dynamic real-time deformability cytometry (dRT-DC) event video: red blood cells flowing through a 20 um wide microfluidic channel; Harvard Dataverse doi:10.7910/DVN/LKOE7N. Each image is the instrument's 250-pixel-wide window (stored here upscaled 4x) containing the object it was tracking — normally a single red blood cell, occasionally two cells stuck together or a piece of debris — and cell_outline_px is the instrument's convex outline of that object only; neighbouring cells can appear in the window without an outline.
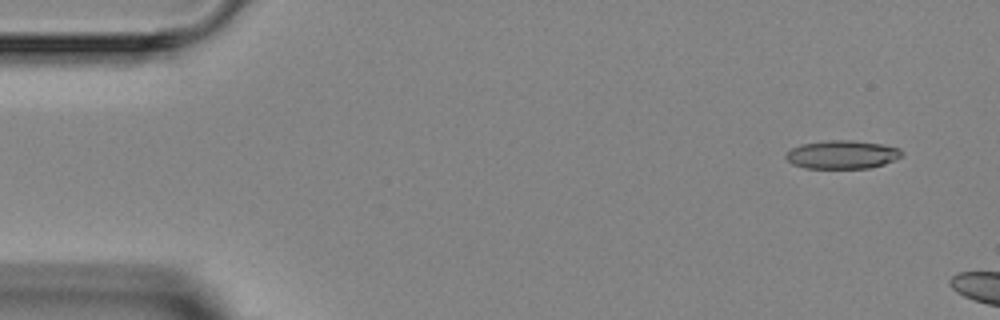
{"species": "Egyptian fruit bat (a non-hibernating species)", "species_latin": "Rousettus aegyptiacus", "temperature_condition": "room temperature", "stored_images_in_passage": 3, "camera_frame_rate_fps": 3000, "um_per_image_px": 0.085, "animal": {"sex": "female"}, "frame": {"image": 1, "passage_image": 1, "time_ms": 0.0, "image_size_px": [1000, 320], "cell_outline_px": [[904, 156], [884, 164], [868, 168], [804, 168], [792, 164], [784, 156], [792, 148], [800, 144], [828, 140], [852, 140], [884, 144], [900, 148], [904, 152]], "centroid_in_image_um": [71.62, 13.13], "position_along_channel_um": 13.4, "area_um2": 19.36}}